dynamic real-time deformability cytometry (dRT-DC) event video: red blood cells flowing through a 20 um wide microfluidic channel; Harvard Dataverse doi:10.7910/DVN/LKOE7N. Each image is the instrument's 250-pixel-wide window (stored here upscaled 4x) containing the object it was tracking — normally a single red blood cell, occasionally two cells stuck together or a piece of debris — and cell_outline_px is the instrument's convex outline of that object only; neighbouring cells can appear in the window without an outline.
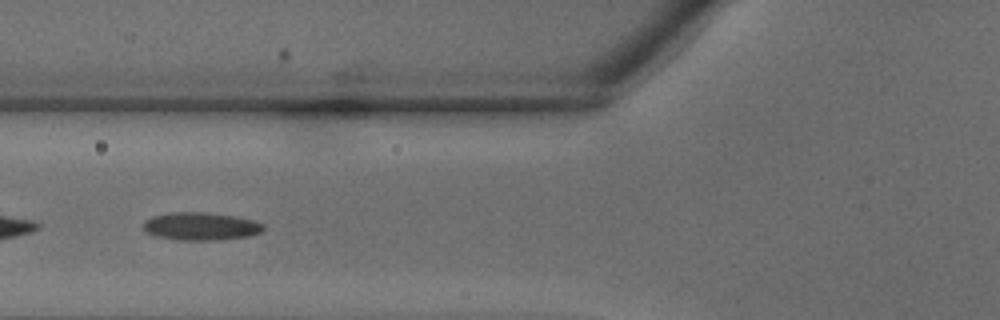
{"species": "common noctule bat (a hibernating species)", "species_latin": "Nyctalus noctula", "temperature_condition": "warm", "stored_images_in_passage": 30, "camera_frame_rate_fps": 3000, "um_per_image_px": 0.085, "animal": {"sex": "male", "body_mass_g": 18.8}, "frame": {"image": 1, "passage_image": 7, "time_ms": 2.0, "image_size_px": [1000, 320], "cell_outline_px": [[264, 228], [260, 232], [248, 236], [216, 240], [180, 240], [156, 236], [144, 232], [144, 220], [152, 216], [168, 212], [204, 212], [236, 216], [252, 220], [264, 224]], "centroid_in_image_um": [17.03, 19.23], "position_along_channel_um": 108.8, "area_um2": 19.54}}
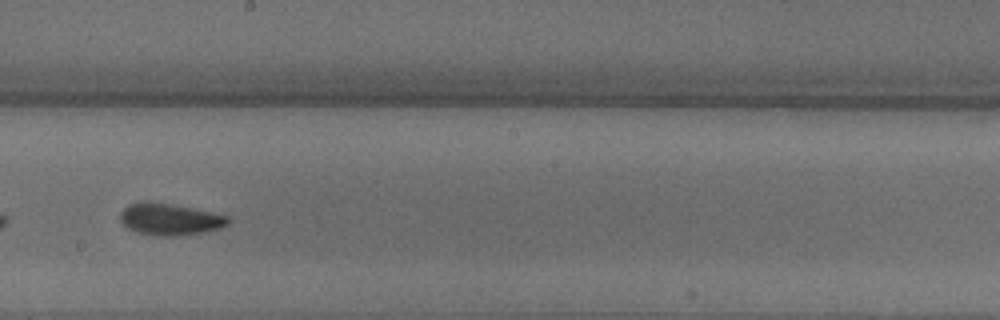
{"frame": {"image": 2, "passage_image": 14, "time_ms": 4.333, "image_size_px": [1000, 320], "cell_outline_px": [[232, 220], [228, 224], [220, 228], [200, 232], [172, 236], [152, 236], [136, 232], [128, 228], [120, 220], [120, 212], [128, 204], [148, 200], [212, 212], [228, 216]], "centroid_in_image_um": [14.4, 18.63], "position_along_channel_um": 233.8, "area_um2": 19.94}}
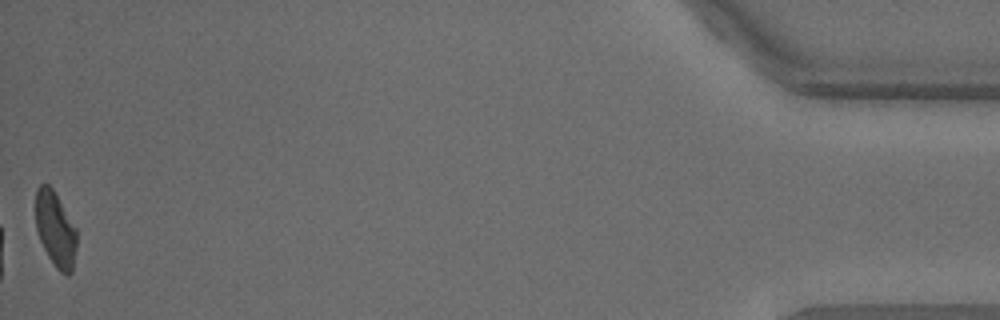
{"frame": {"image": 3, "passage_image": 30, "time_ms": 9.667, "image_size_px": [1000, 320], "cell_outline_px": [[76, 248], [72, 272], [68, 276], [60, 272], [56, 268], [48, 256], [40, 240], [36, 228], [36, 188], [40, 184], [48, 184], [52, 188], [76, 228]], "centroid_in_image_um": [4.71, 19.5], "position_along_channel_um": 430.5, "area_um2": 17.86}}